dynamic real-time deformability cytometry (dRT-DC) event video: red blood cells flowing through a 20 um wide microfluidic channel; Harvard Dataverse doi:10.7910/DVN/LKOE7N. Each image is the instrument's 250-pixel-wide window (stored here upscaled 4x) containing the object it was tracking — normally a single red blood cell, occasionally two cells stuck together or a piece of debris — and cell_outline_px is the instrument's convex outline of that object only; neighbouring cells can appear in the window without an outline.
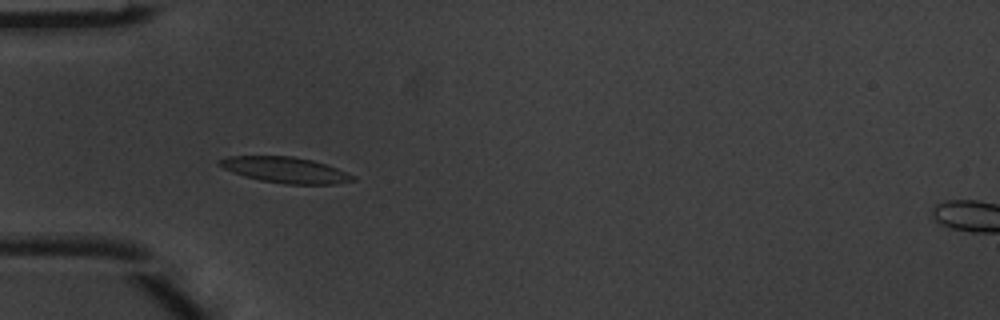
{"species": "common noctule bat (a hibernating species)", "species_latin": "Nyctalus noctula", "temperature_condition": "warm", "stored_images_in_passage": 6, "camera_frame_rate_fps": 3000, "um_per_image_px": 0.085, "animal": {"sex": "male", "body_mass_g": 20.1, "forearm_length_mm": 53.5}, "frame": {"image": 1, "passage_image": 5, "time_ms": 1.333, "image_size_px": [1000, 320], "cell_outline_px": [[356, 180], [336, 184], [284, 184], [260, 180], [244, 176], [232, 172], [216, 164], [216, 160], [228, 156], [292, 156], [312, 160], [336, 168], [356, 176]], "centroid_in_image_um": [24.22, 14.44], "position_along_channel_um": 60.8, "area_um2": 20.11}}